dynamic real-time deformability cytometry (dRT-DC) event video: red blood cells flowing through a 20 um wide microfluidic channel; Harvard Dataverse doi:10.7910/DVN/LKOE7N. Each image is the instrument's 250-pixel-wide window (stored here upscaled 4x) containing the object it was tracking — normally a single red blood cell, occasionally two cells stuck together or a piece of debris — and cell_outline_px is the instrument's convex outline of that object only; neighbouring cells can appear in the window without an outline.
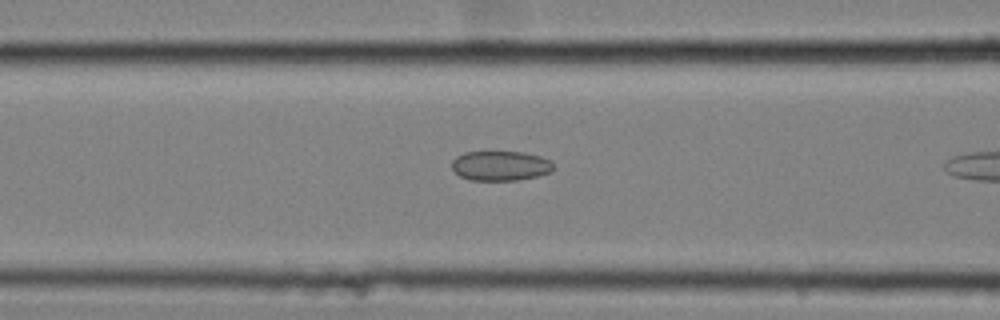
{"species": "common noctule bat (a hibernating species)", "species_latin": "Nyctalus noctula", "temperature_condition": "cold", "stored_images_in_passage": 7, "camera_frame_rate_fps": 3000, "um_per_image_px": 0.085, "animal": {"sex": "female", "body_mass_g": 25.1}, "frame": {"image": 1, "passage_image": 6, "time_ms": 1.667, "image_size_px": [1000, 320], "cell_outline_px": [[556, 168], [552, 172], [536, 176], [516, 180], [472, 180], [460, 176], [452, 168], [452, 160], [456, 156], [464, 152], [524, 152], [540, 156], [548, 160]], "centroid_in_image_um": [42.54, 14.09], "position_along_channel_um": 124.1, "area_um2": 17.57}}